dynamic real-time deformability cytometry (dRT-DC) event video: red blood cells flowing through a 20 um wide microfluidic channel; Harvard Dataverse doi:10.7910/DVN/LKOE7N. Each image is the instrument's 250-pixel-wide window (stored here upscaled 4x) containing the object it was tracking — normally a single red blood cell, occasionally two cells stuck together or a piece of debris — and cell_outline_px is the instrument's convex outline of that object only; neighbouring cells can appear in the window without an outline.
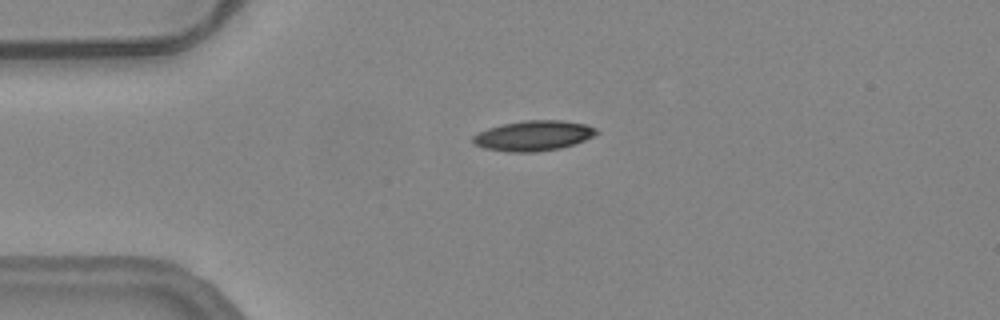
{"species": "common noctule bat (a hibernating species)", "species_latin": "Nyctalus noctula", "temperature_condition": "warm", "stored_images_in_passage": 46, "camera_frame_rate_fps": 3000, "um_per_image_px": 0.085, "animal": {"sex": "female", "body_mass_g": 24.6, "forearm_length_mm": 56.2}, "frame": {"image": 1, "passage_image": 4, "time_ms": 1.0, "image_size_px": [1000, 320], "cell_outline_px": [[600, 132], [584, 140], [560, 148], [536, 152], [508, 152], [484, 148], [472, 144], [472, 136], [488, 128], [504, 124], [524, 120], [560, 120], [588, 124], [596, 128]], "centroid_in_image_um": [45.34, 11.53], "position_along_channel_um": 39.7, "area_um2": 21.73}}
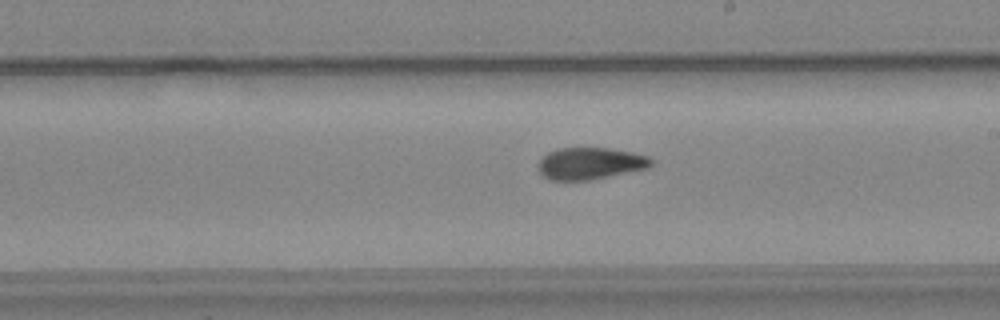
{"frame": {"image": 2, "passage_image": 22, "time_ms": 7.0, "image_size_px": [1000, 320], "cell_outline_px": [[652, 164], [648, 168], [588, 180], [548, 180], [540, 172], [536, 164], [548, 152], [560, 148], [608, 148], [632, 152], [648, 156], [652, 160]], "centroid_in_image_um": [50.14, 13.89], "position_along_channel_um": 238.9, "area_um2": 20.87}}
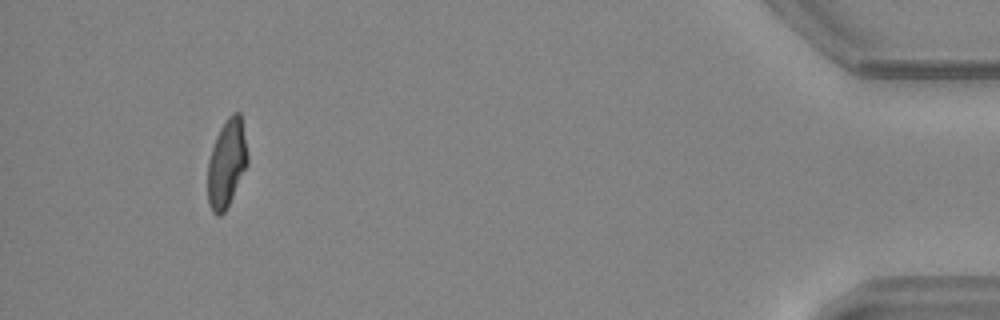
{"frame": {"image": 3, "passage_image": 42, "time_ms": 13.667, "image_size_px": [1000, 320], "cell_outline_px": [[248, 164], [224, 212], [220, 216], [216, 216], [212, 212], [208, 204], [208, 160], [216, 136], [220, 128], [228, 116], [232, 112], [240, 112], [248, 156]], "centroid_in_image_um": [19.26, 13.88], "position_along_channel_um": 415.9, "area_um2": 20.29}, "authors_computed_cell_mechanics": {"area_um2": 21.386, "velocity_mm_per_s": 3.7611, "shape_relaxation_time_tau1_ms": 10.0052, "shape_relaxation_time_tau2_ms": 4.3576, "deformation_change_tau1": 0.2431, "deformation_change_tau2": 0.1098}}